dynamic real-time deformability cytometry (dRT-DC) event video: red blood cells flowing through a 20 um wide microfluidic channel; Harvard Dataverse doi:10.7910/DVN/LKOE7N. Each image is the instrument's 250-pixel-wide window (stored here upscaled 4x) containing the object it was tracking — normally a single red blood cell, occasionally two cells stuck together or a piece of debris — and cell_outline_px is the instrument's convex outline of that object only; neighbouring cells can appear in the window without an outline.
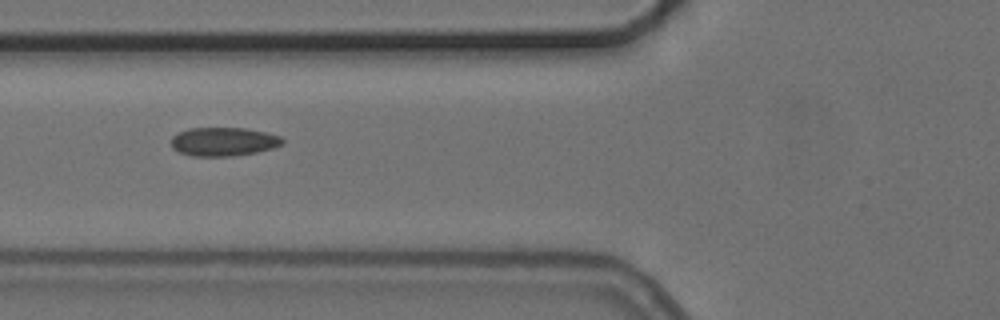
{"species": "common noctule bat (a hibernating species)", "species_latin": "Nyctalus noctula", "temperature_condition": "cold", "stored_images_in_passage": 6, "camera_frame_rate_fps": 3000, "um_per_image_px": 0.085, "animal": {"sex": "female", "body_mass_g": 24.6, "forearm_length_mm": 56.2}, "frame": {"image": 1, "passage_image": 6, "time_ms": 6.333, "image_size_px": [1000, 320], "cell_outline_px": [[284, 144], [272, 148], [256, 152], [232, 156], [192, 156], [180, 152], [172, 148], [172, 136], [188, 128], [244, 128], [268, 132], [280, 136], [284, 140]], "centroid_in_image_um": [19.02, 12.03], "position_along_channel_um": 106.8, "area_um2": 18.61}}